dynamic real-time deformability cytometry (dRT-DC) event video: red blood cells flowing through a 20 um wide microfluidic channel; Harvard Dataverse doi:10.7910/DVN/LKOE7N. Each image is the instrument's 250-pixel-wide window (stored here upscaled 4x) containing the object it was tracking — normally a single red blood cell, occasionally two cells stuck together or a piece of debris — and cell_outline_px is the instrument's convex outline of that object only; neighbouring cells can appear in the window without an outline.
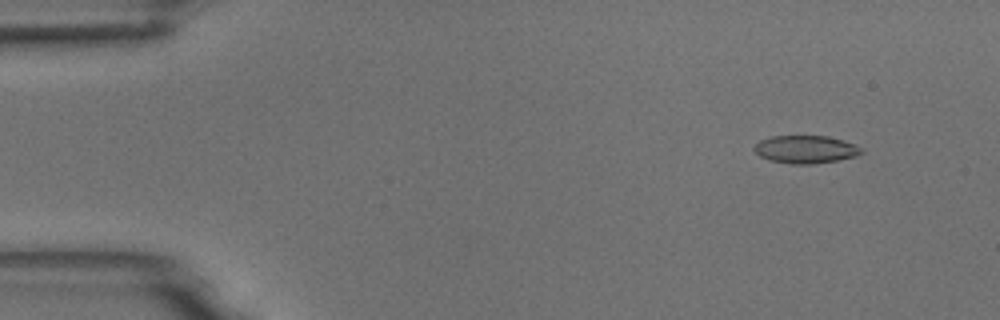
{"species": "common noctule bat (a hibernating species)", "species_latin": "Nyctalus noctula", "temperature_condition": "room temperature", "stored_images_in_passage": 5, "segment_of_instrument_passage": [1, 2], "camera_frame_rate_fps": 3000, "um_per_image_px": 0.085, "animal": {"sex": "male", "body_mass_g": 18.8}, "frame": {"image": 1, "passage_image": 1, "time_ms": 0.0, "image_size_px": [1000, 320], "cell_outline_px": [[864, 152], [856, 156], [836, 160], [812, 164], [792, 164], [772, 160], [760, 156], [752, 148], [760, 140], [772, 136], [828, 136], [864, 148]], "centroid_in_image_um": [68.48, 12.69], "position_along_channel_um": 16.5, "area_um2": 17.17}}